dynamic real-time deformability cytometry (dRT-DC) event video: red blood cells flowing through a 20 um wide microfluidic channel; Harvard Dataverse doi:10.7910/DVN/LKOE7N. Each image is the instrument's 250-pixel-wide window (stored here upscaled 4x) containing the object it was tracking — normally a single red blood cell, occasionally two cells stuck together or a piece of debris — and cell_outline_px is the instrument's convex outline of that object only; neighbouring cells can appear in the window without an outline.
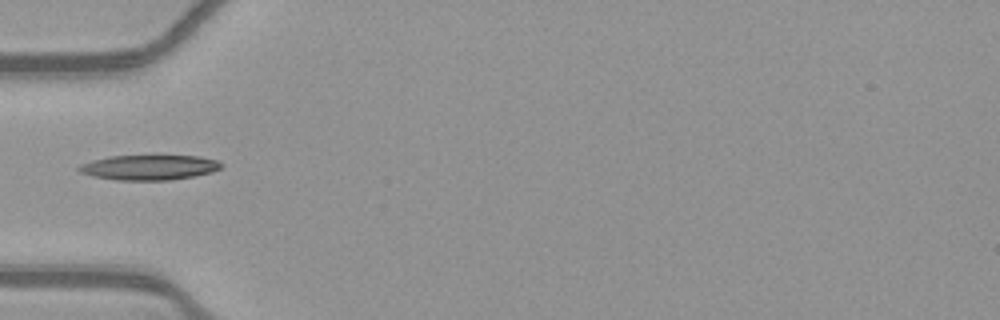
{"species": "common noctule bat (a hibernating species)", "species_latin": "Nyctalus noctula", "temperature_condition": "warm", "stored_images_in_passage": 33, "camera_frame_rate_fps": 3000, "um_per_image_px": 0.085, "animal": {"sex": "female", "body_mass_g": 21.9}, "frame": {"image": 1, "passage_image": 1, "time_ms": 0.0, "image_size_px": [1000, 320], "cell_outline_px": [[224, 164], [220, 168], [212, 172], [172, 180], [116, 180], [92, 176], [80, 172], [76, 168], [80, 164], [92, 160], [108, 156], [200, 156], [216, 160]], "centroid_in_image_um": [12.65, 14.23], "position_along_channel_um": 72.3, "area_um2": 20.75}}
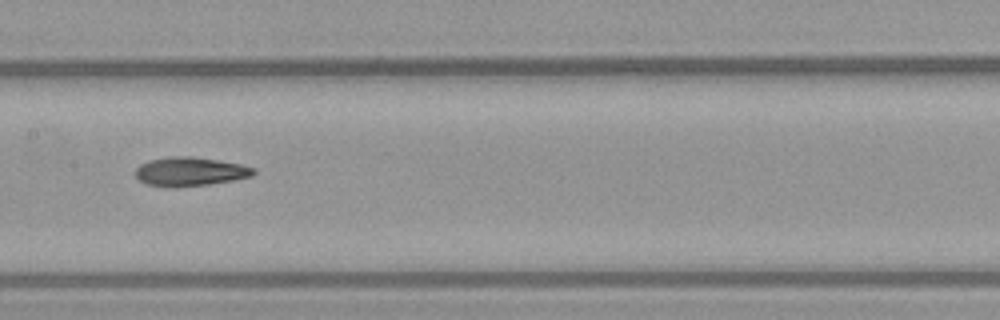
{"frame": {"image": 2, "passage_image": 10, "time_ms": 3.0, "image_size_px": [1000, 320], "cell_outline_px": [[256, 172], [252, 176], [232, 180], [208, 184], [148, 184], [140, 180], [136, 176], [136, 168], [140, 164], [148, 160], [168, 156], [192, 156], [240, 164], [256, 168]], "centroid_in_image_um": [16.2, 14.52], "position_along_channel_um": 191.2, "area_um2": 19.02}}
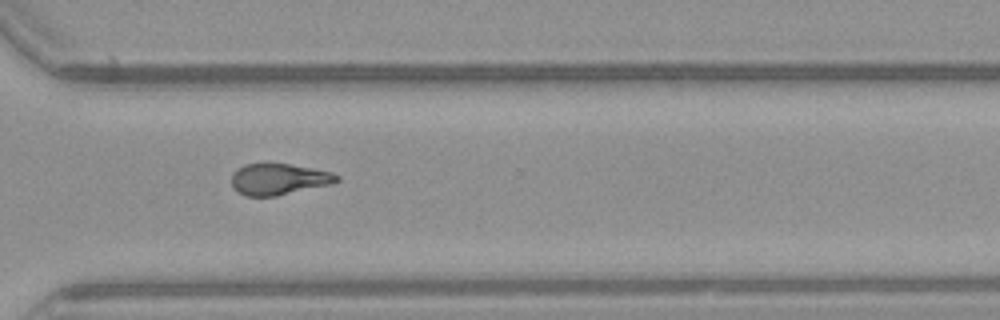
{"frame": {"image": 3, "passage_image": 22, "time_ms": 7.0, "image_size_px": [1000, 320], "cell_outline_px": [[340, 180], [332, 184], [276, 196], [244, 196], [232, 188], [232, 172], [236, 168], [244, 164], [292, 164], [332, 172], [340, 176]], "centroid_in_image_um": [23.69, 15.23], "position_along_channel_um": 346.9, "area_um2": 19.36}, "authors_computed_cell_mechanics": {"area_um2": 19.5942, "velocity_mm_per_s": 3.9016, "shape_relaxation_time_tau1_ms": 7.8141, "shape_relaxation_time_tau2_ms": 3.1503, "deformation_change_tau1": 0.2325, "deformation_change_tau2": 0.1166}}